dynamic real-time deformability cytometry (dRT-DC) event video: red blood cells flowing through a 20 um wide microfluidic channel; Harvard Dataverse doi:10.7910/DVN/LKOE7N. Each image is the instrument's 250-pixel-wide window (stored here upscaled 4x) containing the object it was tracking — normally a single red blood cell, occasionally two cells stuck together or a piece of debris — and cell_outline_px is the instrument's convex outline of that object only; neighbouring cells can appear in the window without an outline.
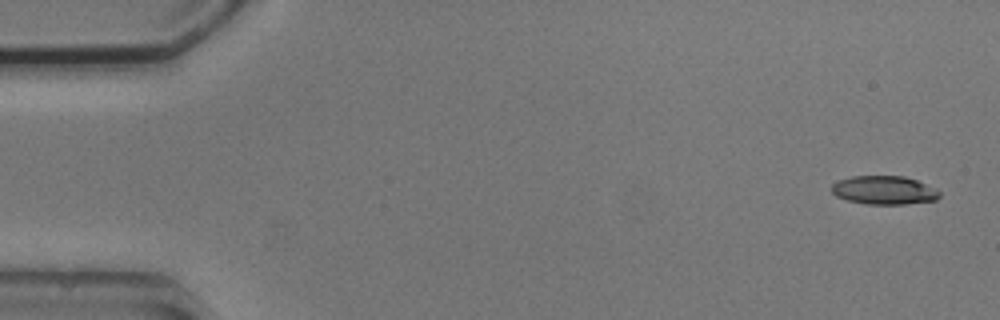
{"species": "common noctule bat (a hibernating species)", "species_latin": "Nyctalus noctula", "temperature_condition": "cold", "stored_images_in_passage": 4, "camera_frame_rate_fps": 3000, "um_per_image_px": 0.085, "animal": {"sex": "male", "body_mass_g": 20.5, "forearm_length_mm": 52.5}, "frame": {"image": 1, "passage_image": 1, "time_ms": 0.0, "image_size_px": [1000, 320], "cell_outline_px": [[940, 196], [936, 200], [904, 204], [864, 204], [848, 200], [836, 196], [832, 192], [832, 184], [836, 180], [852, 176], [904, 176], [916, 180], [936, 188], [940, 192]], "centroid_in_image_um": [75.14, 16.16], "position_along_channel_um": 9.9, "area_um2": 18.03}}
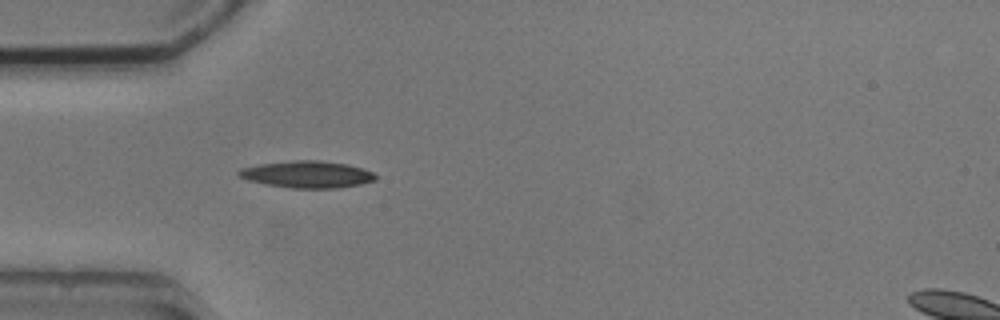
{"frame": {"image": 2, "passage_image": 4, "time_ms": 4.667, "image_size_px": [1000, 320], "cell_outline_px": [[376, 180], [360, 184], [340, 188], [292, 188], [264, 184], [248, 180], [240, 176], [236, 172], [240, 168], [260, 164], [292, 160], [320, 160], [348, 164], [364, 168], [372, 172], [376, 176]], "centroid_in_image_um": [26.12, 14.82], "position_along_channel_um": 58.9, "area_um2": 21.56}}